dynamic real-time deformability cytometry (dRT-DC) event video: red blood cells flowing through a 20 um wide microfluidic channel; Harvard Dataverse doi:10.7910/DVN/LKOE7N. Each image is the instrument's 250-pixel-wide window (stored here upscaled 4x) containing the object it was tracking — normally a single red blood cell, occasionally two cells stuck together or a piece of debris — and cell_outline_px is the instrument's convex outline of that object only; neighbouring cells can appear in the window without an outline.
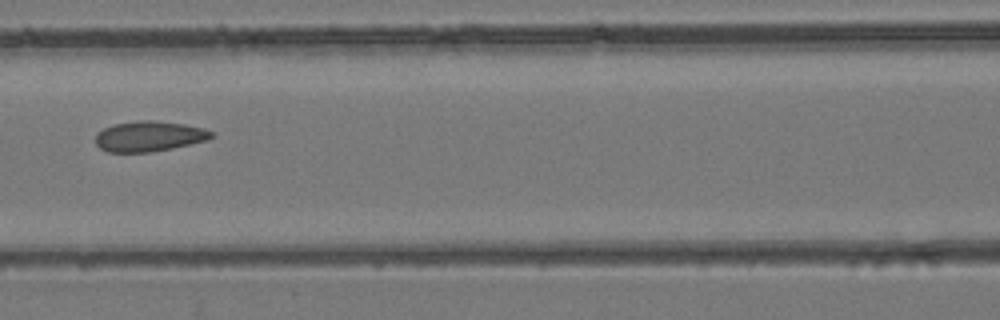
{"species": "common noctule bat (a hibernating species)", "species_latin": "Nyctalus noctula", "temperature_condition": "room temperature", "stored_images_in_passage": 7, "camera_frame_rate_fps": 3000, "um_per_image_px": 0.085, "animal": {"sex": "female", "body_mass_g": 24.6, "forearm_length_mm": 56.2}, "frame": {"image": 1, "passage_image": 7, "time_ms": 6.667, "image_size_px": [1000, 320], "cell_outline_px": [[216, 136], [208, 140], [172, 148], [152, 152], [108, 152], [100, 148], [96, 144], [96, 132], [112, 124], [140, 120], [152, 120], [184, 124], [204, 128], [216, 132]], "centroid_in_image_um": [12.71, 11.58], "position_along_channel_um": 153.9, "area_um2": 20.75}}